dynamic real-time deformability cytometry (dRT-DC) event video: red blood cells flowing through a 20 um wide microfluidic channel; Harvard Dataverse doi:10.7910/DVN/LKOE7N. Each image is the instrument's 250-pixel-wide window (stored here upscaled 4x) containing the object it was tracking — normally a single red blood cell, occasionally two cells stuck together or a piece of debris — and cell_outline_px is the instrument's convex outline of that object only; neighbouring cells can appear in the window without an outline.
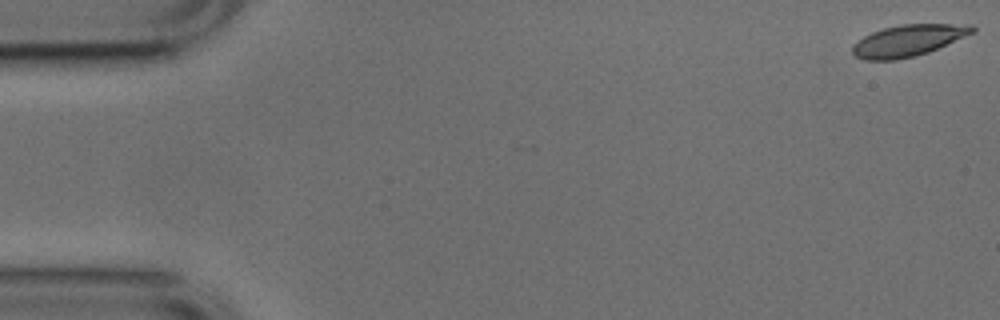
{"species": "common noctule bat (a hibernating species)", "species_latin": "Nyctalus noctula", "temperature_condition": "cold", "stored_images_in_passage": 4, "camera_frame_rate_fps": 3000, "um_per_image_px": 0.085, "animal": {"sex": "male", "body_mass_g": 17.9, "forearm_length_mm": 54.2}, "frame": {"image": 1, "passage_image": 1, "time_ms": 0.0, "image_size_px": [1000, 320], "cell_outline_px": [[976, 32], [928, 52], [896, 60], [864, 60], [856, 56], [852, 52], [852, 44], [856, 40], [872, 32], [884, 28], [900, 24], [972, 24], [976, 28]], "centroid_in_image_um": [77.2, 3.43], "position_along_channel_um": 7.8, "area_um2": 22.08}}